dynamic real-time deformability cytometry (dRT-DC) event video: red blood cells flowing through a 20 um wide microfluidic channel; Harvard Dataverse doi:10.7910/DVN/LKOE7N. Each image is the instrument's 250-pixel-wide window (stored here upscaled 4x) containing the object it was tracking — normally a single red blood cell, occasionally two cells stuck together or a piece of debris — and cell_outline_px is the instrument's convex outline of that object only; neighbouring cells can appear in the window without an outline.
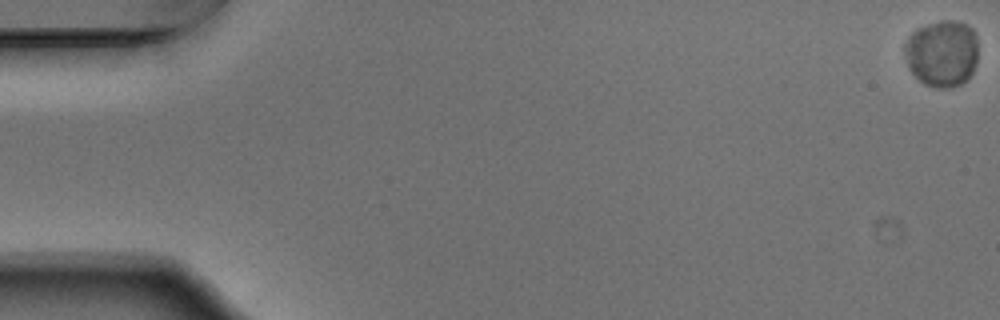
{"species": "Egyptian fruit bat (a non-hibernating species)", "species_latin": "Rousettus aegyptiacus", "temperature_condition": "warm", "stored_images_in_passage": 18, "segment_of_instrument_passage": [1, 2], "camera_frame_rate_fps": 3000, "um_per_image_px": 0.085, "animal": {"sex": "male"}, "frame": {"image": 1, "passage_image": 1, "time_ms": 0.0, "image_size_px": [1000, 320], "cell_outline_px": [[976, 64], [972, 72], [960, 84], [952, 88], [936, 88], [924, 84], [908, 68], [904, 48], [904, 44], [908, 36], [916, 28], [940, 20], [948, 20], [964, 24], [972, 28], [976, 40]], "centroid_in_image_um": [80.03, 4.54], "position_along_channel_um": 5.0, "area_um2": 28.44}}
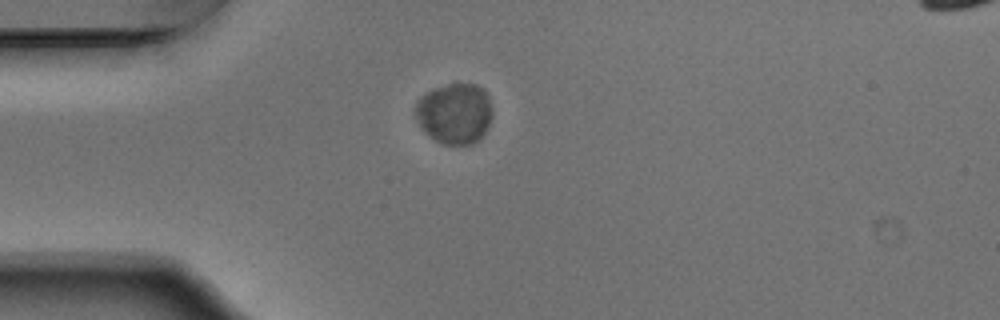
{"frame": {"image": 2, "passage_image": 16, "time_ms": 5.0, "image_size_px": [1000, 320], "cell_outline_px": [[492, 112], [488, 124], [484, 132], [472, 144], [440, 144], [424, 132], [416, 116], [416, 100], [420, 96], [432, 88], [448, 84], [476, 84], [484, 88], [488, 96]], "centroid_in_image_um": [38.62, 9.62], "position_along_channel_um": 46.4, "area_um2": 27.11}}